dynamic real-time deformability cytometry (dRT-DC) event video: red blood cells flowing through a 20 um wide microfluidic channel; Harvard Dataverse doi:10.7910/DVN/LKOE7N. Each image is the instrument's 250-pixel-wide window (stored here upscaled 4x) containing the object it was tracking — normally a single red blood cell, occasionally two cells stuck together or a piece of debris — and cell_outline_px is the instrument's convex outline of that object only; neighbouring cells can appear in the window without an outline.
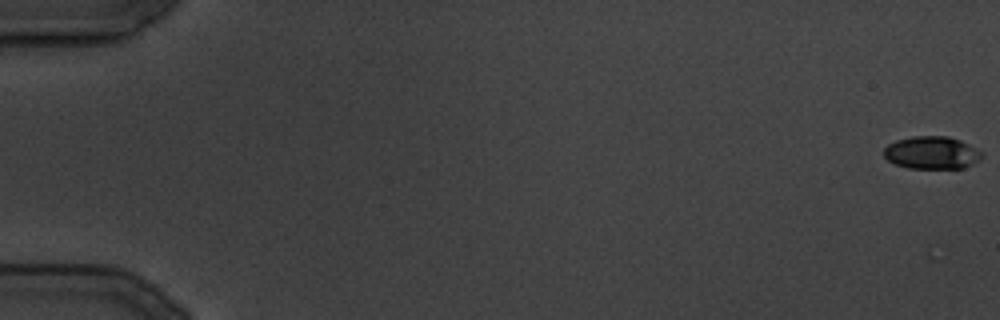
{"species": "common noctule bat (a hibernating species)", "species_latin": "Nyctalus noctula", "temperature_condition": "cold", "stored_images_in_passage": 8, "camera_frame_rate_fps": 3000, "um_per_image_px": 0.085, "animal": {"sex": "male", "body_mass_g": 19.5, "forearm_length_mm": 54.6}, "frame": {"image": 1, "passage_image": 1, "time_ms": 0.0, "image_size_px": [1000, 320], "cell_outline_px": [[984, 156], [980, 160], [964, 168], [908, 168], [896, 164], [888, 160], [884, 156], [884, 148], [888, 144], [896, 140], [912, 136], [948, 136], [960, 140], [968, 144], [980, 152]], "centroid_in_image_um": [79.19, 12.98], "position_along_channel_um": 5.8, "area_um2": 18.61}}